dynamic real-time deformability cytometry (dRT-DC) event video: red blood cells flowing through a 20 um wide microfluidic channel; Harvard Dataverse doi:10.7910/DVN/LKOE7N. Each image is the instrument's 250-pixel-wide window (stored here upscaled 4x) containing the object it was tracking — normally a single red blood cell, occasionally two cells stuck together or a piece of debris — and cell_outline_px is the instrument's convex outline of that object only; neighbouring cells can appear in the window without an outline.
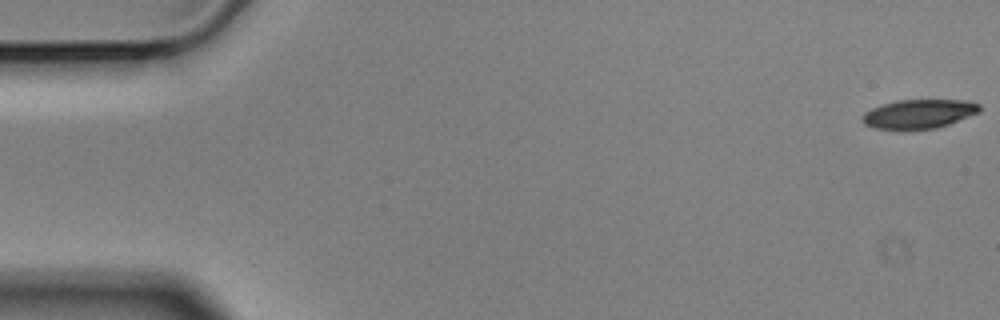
{"species": "Egyptian fruit bat (a non-hibernating species)", "species_latin": "Rousettus aegyptiacus", "temperature_condition": "cold", "stored_images_in_passage": 57, "camera_frame_rate_fps": 3000, "um_per_image_px": 0.085, "animal": {"sex": "male"}, "frame": {"image": 1, "passage_image": 1, "time_ms": 0.0, "image_size_px": [1000, 320], "cell_outline_px": [[980, 112], [948, 124], [936, 128], [900, 132], [876, 128], [864, 124], [860, 120], [864, 112], [880, 104], [896, 100], [968, 100], [980, 104]], "centroid_in_image_um": [78.05, 9.71], "position_along_channel_um": 7.0, "area_um2": 20.52}}
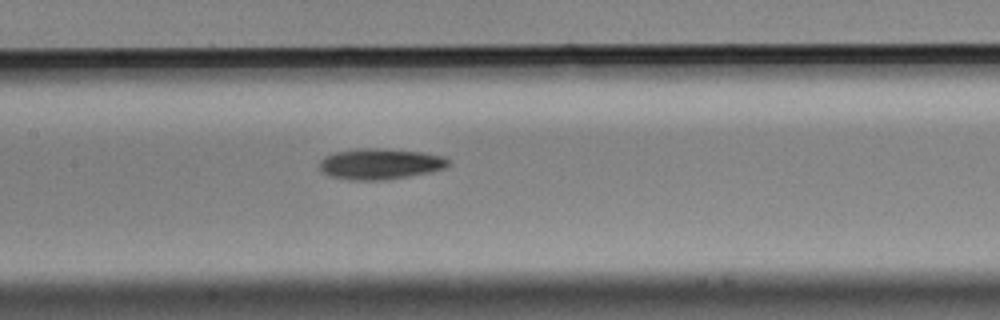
{"frame": {"image": 2, "passage_image": 27, "time_ms": 8.667, "image_size_px": [1000, 320], "cell_outline_px": [[452, 164], [444, 168], [428, 172], [408, 176], [384, 180], [348, 180], [332, 176], [324, 172], [320, 168], [320, 160], [324, 156], [336, 152], [356, 148], [380, 148], [424, 152], [444, 156]], "centroid_in_image_um": [32.32, 13.92], "position_along_channel_um": 175.1, "area_um2": 23.18}}
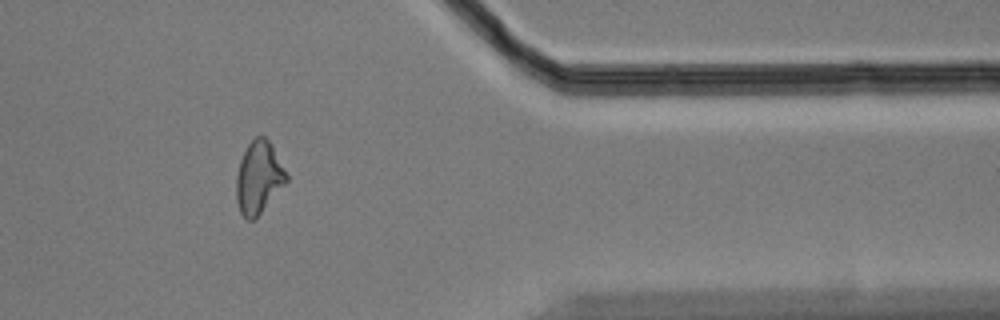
{"frame": {"image": 3, "passage_image": 47, "time_ms": 15.333, "image_size_px": [1000, 320], "cell_outline_px": [[288, 180], [260, 212], [252, 220], [248, 220], [240, 212], [236, 200], [236, 176], [240, 160], [248, 144], [256, 136], [264, 136], [272, 144], [288, 176]], "centroid_in_image_um": [21.97, 15.06], "position_along_channel_um": 389.4, "area_um2": 20.75}}